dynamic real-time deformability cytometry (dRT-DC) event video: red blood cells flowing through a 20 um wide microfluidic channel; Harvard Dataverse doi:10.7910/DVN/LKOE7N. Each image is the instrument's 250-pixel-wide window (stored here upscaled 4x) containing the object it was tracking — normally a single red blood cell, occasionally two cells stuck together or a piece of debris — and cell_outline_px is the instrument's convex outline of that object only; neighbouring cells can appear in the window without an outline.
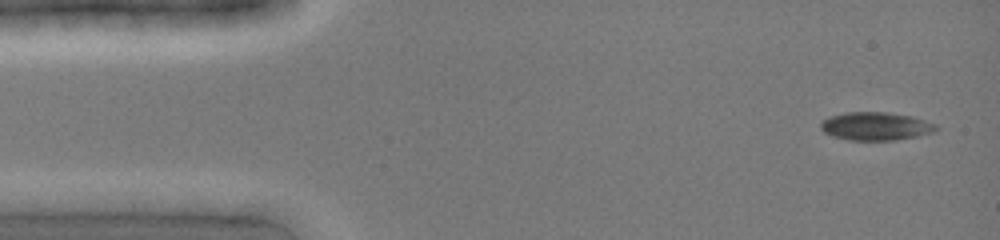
{"species": "common noctule bat (a hibernating species)", "species_latin": "Nyctalus noctula", "temperature_condition": "cold", "stored_images_in_passage": 6, "camera_frame_rate_fps": 3000, "um_per_image_px": 0.085, "animal": {"sex": "female", "body_mass_g": 19.0, "forearm_length_mm": 51.5}, "frame": {"image": 1, "passage_image": 1, "time_ms": 0.0, "image_size_px": [1000, 240], "cell_outline_px": [[936, 128], [932, 132], [916, 136], [896, 140], [848, 140], [832, 136], [824, 132], [820, 128], [820, 124], [828, 116], [844, 112], [888, 112], [912, 116], [936, 124]], "centroid_in_image_um": [74.38, 10.72], "position_along_channel_um": 10.6, "area_um2": 18.9}}